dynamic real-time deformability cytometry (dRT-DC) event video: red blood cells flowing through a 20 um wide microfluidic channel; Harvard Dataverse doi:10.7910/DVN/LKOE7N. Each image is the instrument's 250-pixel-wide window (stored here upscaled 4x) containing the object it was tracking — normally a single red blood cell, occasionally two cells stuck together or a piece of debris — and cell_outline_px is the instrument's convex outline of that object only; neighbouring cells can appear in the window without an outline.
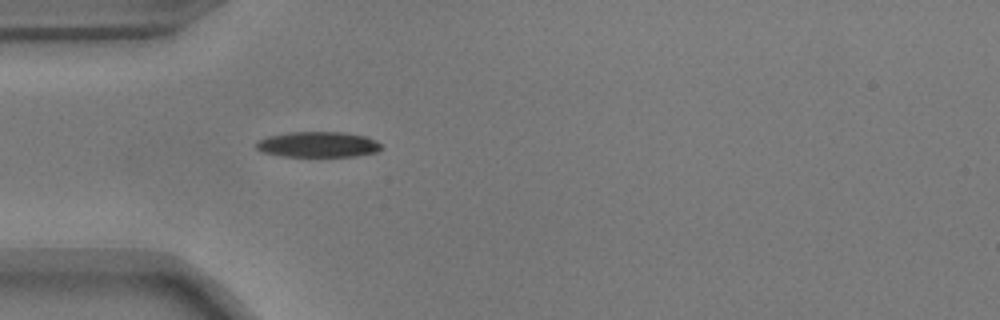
{"species": "common noctule bat (a hibernating species)", "species_latin": "Nyctalus noctula", "temperature_condition": "warm", "stored_images_in_passage": 31, "camera_frame_rate_fps": 3000, "um_per_image_px": 0.085, "animal": {"sex": "male", "body_mass_g": 17.9}, "frame": {"image": 1, "passage_image": 1, "time_ms": 0.0, "image_size_px": [1000, 320], "cell_outline_px": [[380, 148], [376, 152], [356, 156], [280, 156], [260, 152], [252, 144], [256, 140], [268, 136], [288, 132], [344, 132], [368, 136], [376, 140], [380, 144]], "centroid_in_image_um": [26.96, 12.27], "position_along_channel_um": 58.0, "area_um2": 18.9}}
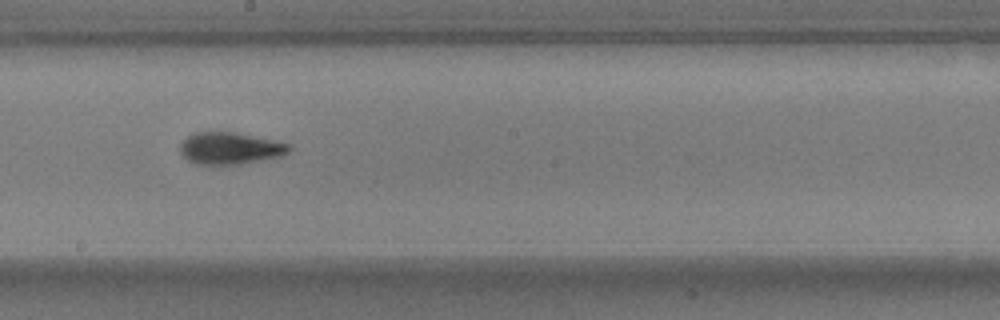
{"frame": {"image": 2, "passage_image": 15, "time_ms": 4.667, "image_size_px": [1000, 320], "cell_outline_px": [[292, 148], [288, 152], [280, 156], [240, 164], [196, 164], [188, 160], [180, 152], [180, 144], [192, 132], [236, 132], [292, 144]], "centroid_in_image_um": [19.56, 12.59], "position_along_channel_um": 228.6, "area_um2": 20.23}}
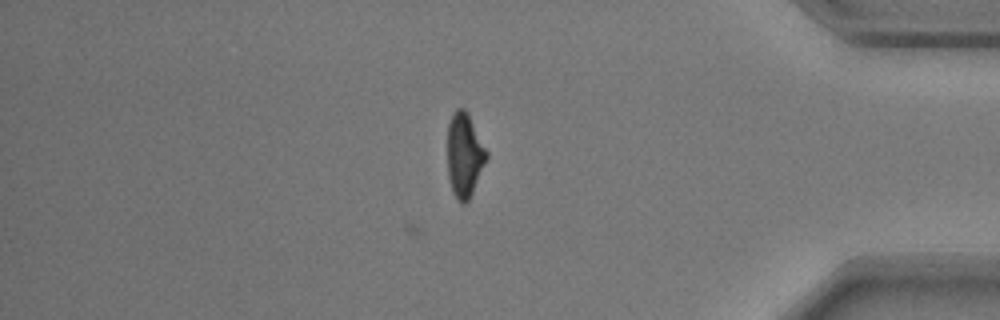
{"frame": {"image": 3, "passage_image": 31, "time_ms": 10.0, "image_size_px": [1000, 320], "cell_outline_px": [[488, 156], [472, 192], [468, 200], [464, 204], [460, 204], [452, 192], [448, 176], [448, 124], [452, 112], [456, 108], [464, 108], [468, 112], [488, 152]], "centroid_in_image_um": [39.47, 13.15], "position_along_channel_um": 395.7, "area_um2": 19.19}, "authors_computed_cell_mechanics": {"area_um2": 19.7098, "velocity_mm_per_s": 3.7157, "shape_relaxation_time_tau1_ms": 4.5441, "shape_relaxation_time_tau2_ms": 2.1801, "deformation_change_tau1": 0.1702, "deformation_change_tau2": 0.0899}}